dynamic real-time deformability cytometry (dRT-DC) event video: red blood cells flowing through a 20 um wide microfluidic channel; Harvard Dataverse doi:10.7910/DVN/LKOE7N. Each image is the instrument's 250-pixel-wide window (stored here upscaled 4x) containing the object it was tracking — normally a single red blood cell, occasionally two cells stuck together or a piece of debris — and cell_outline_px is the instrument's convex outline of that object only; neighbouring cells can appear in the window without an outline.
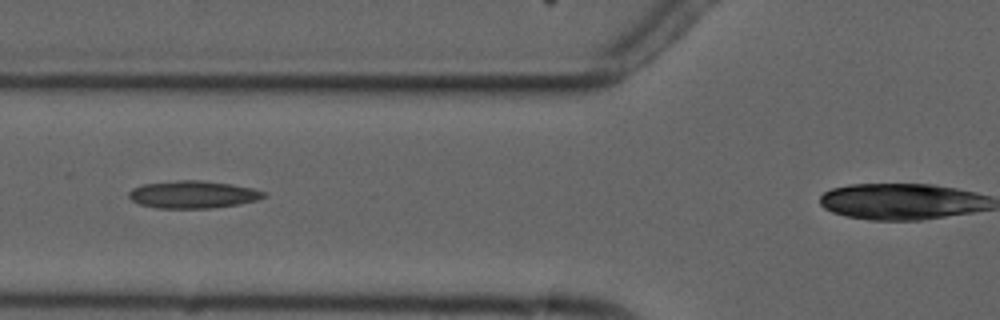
{"species": "common noctule bat (a hibernating species)", "species_latin": "Nyctalus noctula", "temperature_condition": "cold", "stored_images_in_passage": 4, "camera_frame_rate_fps": 3000, "um_per_image_px": 0.085, "animal": {"sex": "male", "forearm_length_mm": 52.5}, "frame": {"image": 1, "passage_image": 2, "time_ms": 1.333, "image_size_px": [1000, 320], "cell_outline_px": [[268, 196], [256, 200], [240, 204], [212, 208], [156, 208], [140, 204], [132, 200], [128, 196], [128, 192], [132, 188], [140, 184], [180, 180], [200, 180], [232, 184], [252, 188], [264, 192]], "centroid_in_image_um": [16.38, 16.53], "position_along_channel_um": 109.4, "area_um2": 21.68}}
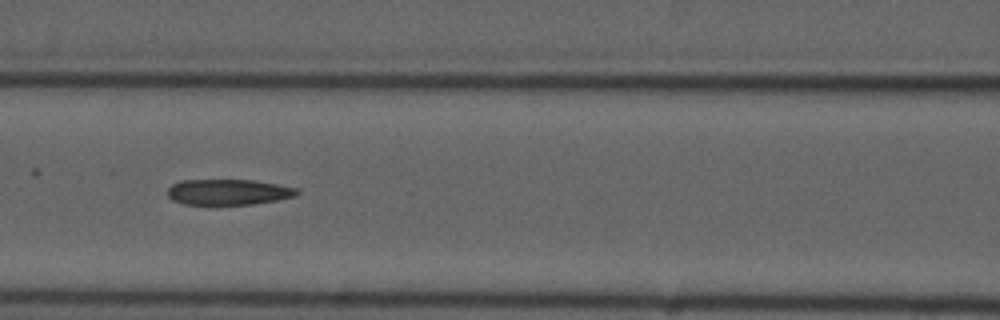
{"frame": {"image": 2, "passage_image": 3, "time_ms": 2.333, "image_size_px": [1000, 320], "cell_outline_px": [[300, 192], [296, 196], [276, 200], [252, 204], [184, 204], [172, 200], [168, 196], [168, 188], [172, 184], [180, 180], [252, 180], [276, 184], [296, 188]], "centroid_in_image_um": [19.39, 16.32], "position_along_channel_um": 147.2, "area_um2": 19.25}}
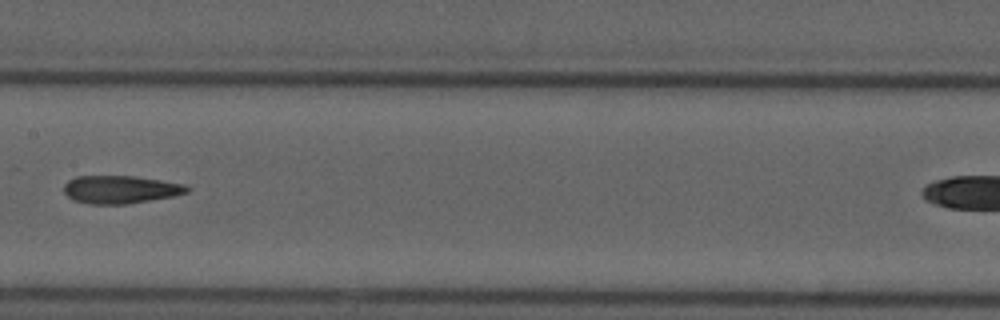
{"frame": {"image": 3, "passage_image": 4, "time_ms": 3.667, "image_size_px": [1000, 320], "cell_outline_px": [[192, 188], [188, 192], [172, 196], [128, 204], [88, 204], [72, 200], [64, 192], [64, 184], [68, 180], [76, 176], [132, 176], [160, 180], [184, 184]], "centroid_in_image_um": [10.21, 16.11], "position_along_channel_um": 197.2, "area_um2": 20.06}}